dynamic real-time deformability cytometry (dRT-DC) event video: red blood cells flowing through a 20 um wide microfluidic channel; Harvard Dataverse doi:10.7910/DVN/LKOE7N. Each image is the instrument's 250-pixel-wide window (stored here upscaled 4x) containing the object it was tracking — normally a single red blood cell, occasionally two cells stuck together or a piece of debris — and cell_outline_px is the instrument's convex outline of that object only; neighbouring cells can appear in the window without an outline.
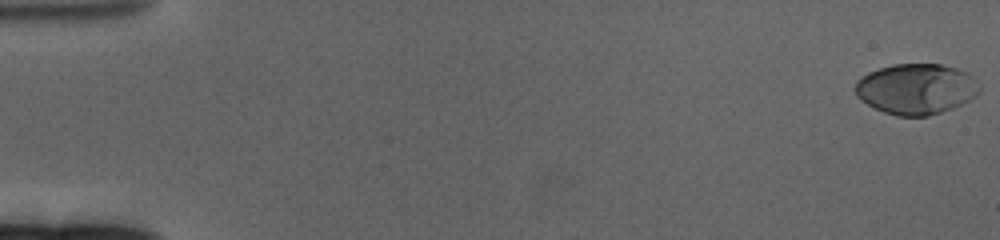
{"species": "human", "species_latin": "Homo sapiens", "temperature_condition": "cold", "stored_images_in_passage": 63, "camera_frame_rate_fps": 3000, "um_per_image_px": 0.085, "donor": {"sex": "female"}, "frame": {"image": 1, "passage_image": 1, "time_ms": 0.0, "image_size_px": [1000, 240], "cell_outline_px": [[980, 92], [976, 96], [952, 108], [928, 116], [896, 116], [884, 112], [860, 100], [856, 96], [852, 88], [856, 80], [868, 72], [892, 64], [940, 64], [956, 68], [972, 76], [980, 84]], "centroid_in_image_um": [77.84, 7.56], "position_along_channel_um": 7.2, "area_um2": 36.82}}
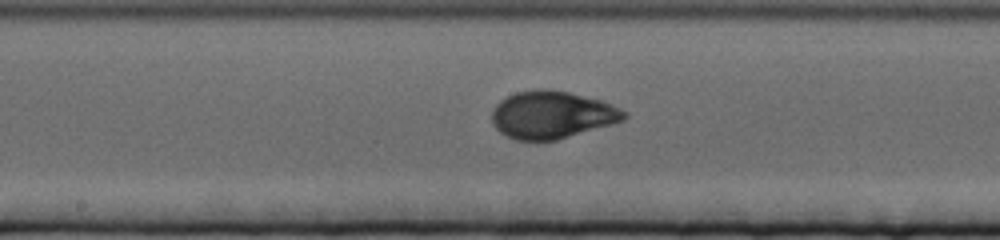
{"frame": {"image": 2, "passage_image": 34, "time_ms": 11.0, "image_size_px": [1000, 240], "cell_outline_px": [[628, 116], [624, 120], [612, 124], [556, 140], [516, 140], [500, 132], [492, 124], [492, 112], [496, 104], [500, 100], [516, 92], [540, 88], [552, 88], [600, 100], [620, 108], [628, 112]], "centroid_in_image_um": [46.92, 9.75], "position_along_channel_um": 201.3, "area_um2": 36.59}}
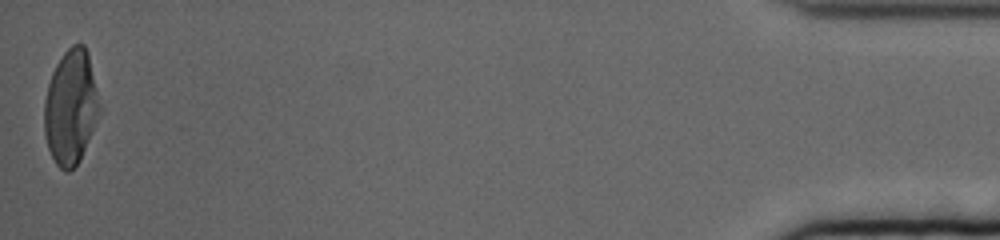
{"frame": {"image": 3, "passage_image": 63, "time_ms": 20.667, "image_size_px": [1000, 240], "cell_outline_px": [[104, 108], [80, 160], [68, 172], [64, 172], [56, 164], [48, 148], [44, 132], [44, 100], [48, 84], [52, 72], [56, 64], [64, 52], [72, 44], [84, 44], [88, 52]], "centroid_in_image_um": [6.07, 9.1], "position_along_channel_um": 429.1, "area_um2": 37.92}, "authors_computed_cell_mechanics": {"area_um2": 35.9516, "velocity_mm_per_s": 3.2492, "shape_relaxation_time_tau1_ms": 3.8422, "shape_relaxation_time_tau2_ms": 0.9141, "deformation_change_tau1": 0.177, "deformation_change_tau2": 0.0422}}